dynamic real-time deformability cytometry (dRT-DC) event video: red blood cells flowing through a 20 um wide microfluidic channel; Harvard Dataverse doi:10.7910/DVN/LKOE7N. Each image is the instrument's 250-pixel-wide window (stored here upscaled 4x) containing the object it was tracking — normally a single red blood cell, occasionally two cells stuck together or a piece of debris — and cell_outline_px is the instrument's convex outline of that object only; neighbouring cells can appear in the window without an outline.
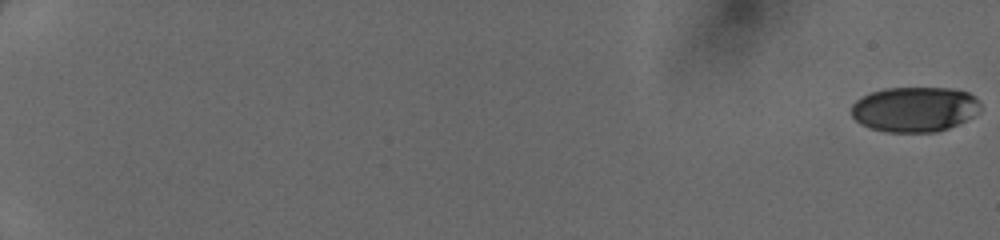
{"species": "human", "species_latin": "Homo sapiens", "temperature_condition": "cold", "stored_images_in_passage": 51, "camera_frame_rate_fps": 3000, "um_per_image_px": 0.085, "donor": {"sex": "female"}, "frame": {"image": 1, "passage_image": 1, "time_ms": 0.0, "image_size_px": [1000, 240], "cell_outline_px": [[980, 112], [948, 128], [936, 132], [884, 132], [868, 128], [860, 124], [852, 116], [852, 104], [856, 100], [872, 92], [884, 88], [948, 88], [968, 92], [980, 100]], "centroid_in_image_um": [77.73, 9.29], "position_along_channel_um": 7.3, "area_um2": 33.99}}
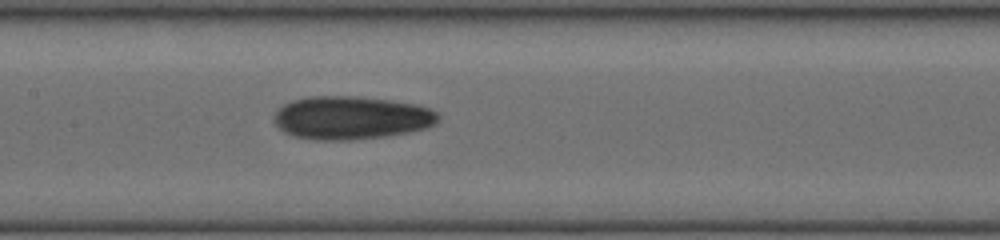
{"frame": {"image": 2, "passage_image": 29, "time_ms": 9.333, "image_size_px": [1000, 240], "cell_outline_px": [[440, 116], [436, 124], [424, 128], [408, 132], [384, 136], [348, 140], [316, 140], [296, 136], [284, 132], [276, 124], [272, 116], [284, 104], [292, 100], [308, 96], [356, 96], [392, 100], [416, 104], [428, 108], [436, 112]], "centroid_in_image_um": [29.85, 10.0], "position_along_channel_um": 177.6, "area_um2": 41.27}}
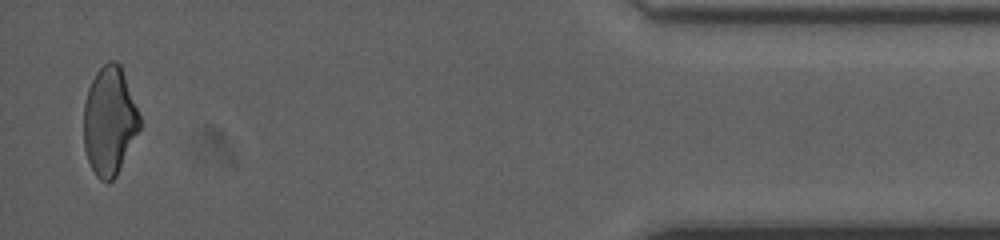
{"frame": {"image": 3, "passage_image": 50, "time_ms": 16.333, "image_size_px": [1000, 240], "cell_outline_px": [[140, 128], [116, 176], [112, 180], [100, 180], [96, 176], [88, 160], [84, 148], [84, 104], [88, 88], [96, 72], [108, 60], [116, 60], [120, 64], [140, 116]], "centroid_in_image_um": [9.29, 10.26], "position_along_channel_um": 425.9, "area_um2": 35.03}}